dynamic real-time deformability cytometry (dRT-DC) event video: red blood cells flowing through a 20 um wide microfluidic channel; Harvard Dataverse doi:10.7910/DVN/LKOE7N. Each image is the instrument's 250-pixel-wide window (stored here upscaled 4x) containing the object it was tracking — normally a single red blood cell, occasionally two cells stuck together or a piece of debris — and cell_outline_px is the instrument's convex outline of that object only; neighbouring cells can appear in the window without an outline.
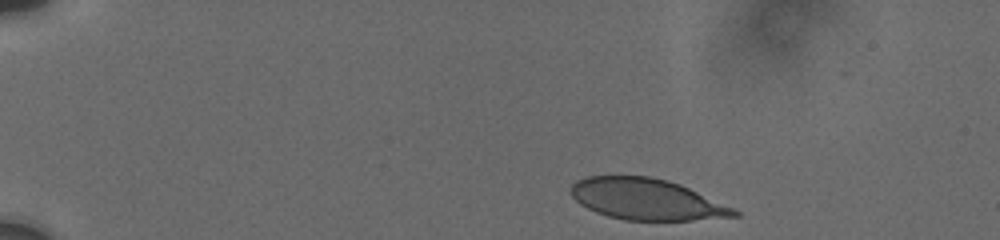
{"species": "human", "species_latin": "Homo sapiens", "temperature_condition": "cold", "stored_images_in_passage": 18, "camera_frame_rate_fps": 3000, "um_per_image_px": 0.085, "donor": {"sex": "male"}, "frame": {"image": 1, "passage_image": 1, "time_ms": 0.0, "image_size_px": [1000, 240], "cell_outline_px": [[740, 216], [692, 220], [624, 220], [608, 216], [596, 212], [580, 204], [572, 196], [572, 184], [576, 180], [588, 176], [648, 176], [668, 180], [680, 184], [736, 208], [740, 212]], "centroid_in_image_um": [55.0, 16.94], "position_along_channel_um": 30.0, "area_um2": 39.19}}
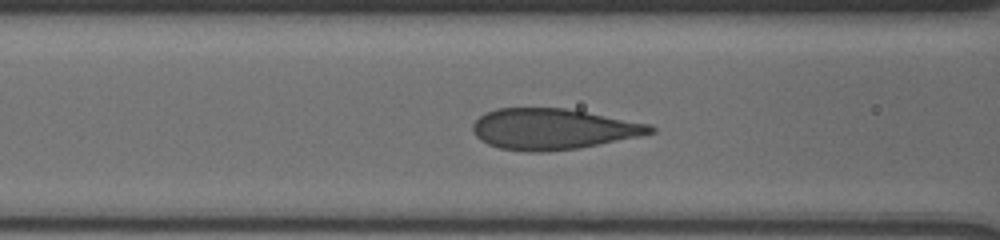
{"frame": {"image": 2, "passage_image": 11, "time_ms": 5.0, "image_size_px": [1000, 240], "cell_outline_px": [[656, 132], [640, 136], [580, 148], [544, 152], [532, 152], [500, 148], [488, 144], [480, 140], [472, 132], [472, 124], [484, 112], [496, 108], [564, 108], [652, 124], [656, 128]], "centroid_in_image_um": [47.0, 10.97], "position_along_channel_um": 119.6, "area_um2": 42.43}}
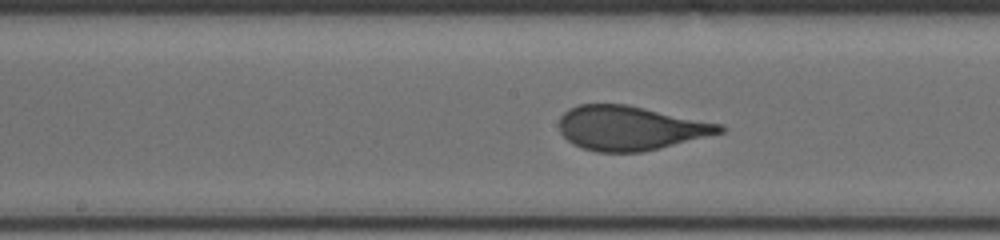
{"frame": {"image": 3, "passage_image": 16, "time_ms": 7.0, "image_size_px": [1000, 240], "cell_outline_px": [[728, 128], [724, 132], [660, 148], [640, 152], [596, 152], [580, 148], [572, 144], [560, 132], [560, 116], [568, 108], [580, 104], [628, 104], [720, 124]], "centroid_in_image_um": [53.55, 10.88], "position_along_channel_um": 194.7, "area_um2": 41.44}}